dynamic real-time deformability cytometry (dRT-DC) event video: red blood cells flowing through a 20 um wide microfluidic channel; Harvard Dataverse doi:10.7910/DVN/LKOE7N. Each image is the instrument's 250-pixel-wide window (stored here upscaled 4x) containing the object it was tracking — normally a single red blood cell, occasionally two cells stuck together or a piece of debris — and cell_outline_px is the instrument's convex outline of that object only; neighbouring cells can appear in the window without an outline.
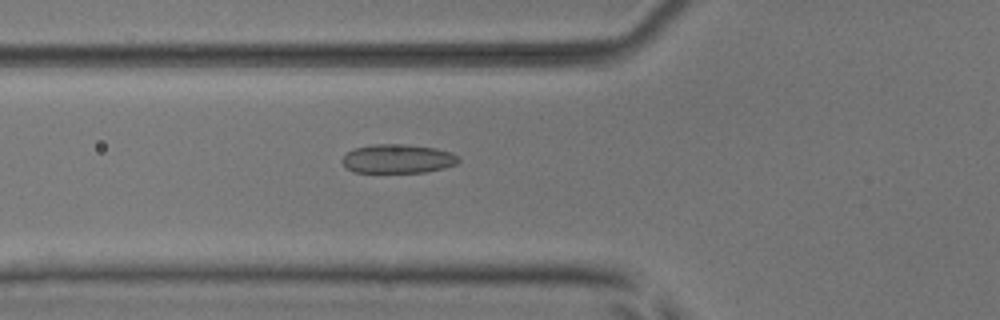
{"species": "common noctule bat (a hibernating species)", "species_latin": "Nyctalus noctula", "temperature_condition": "room temperature", "stored_images_in_passage": 38, "camera_frame_rate_fps": 3000, "um_per_image_px": 0.085, "animal": {"sex": "male", "body_mass_g": 17.9, "forearm_length_mm": 54.2}, "frame": {"image": 1, "passage_image": 5, "time_ms": 1.333, "image_size_px": [1000, 320], "cell_outline_px": [[460, 160], [456, 164], [444, 168], [424, 172], [352, 172], [340, 160], [348, 152], [356, 148], [372, 144], [404, 144], [436, 148], [452, 152], [460, 156]], "centroid_in_image_um": [33.85, 13.49], "position_along_channel_um": 92.0, "area_um2": 19.65}}
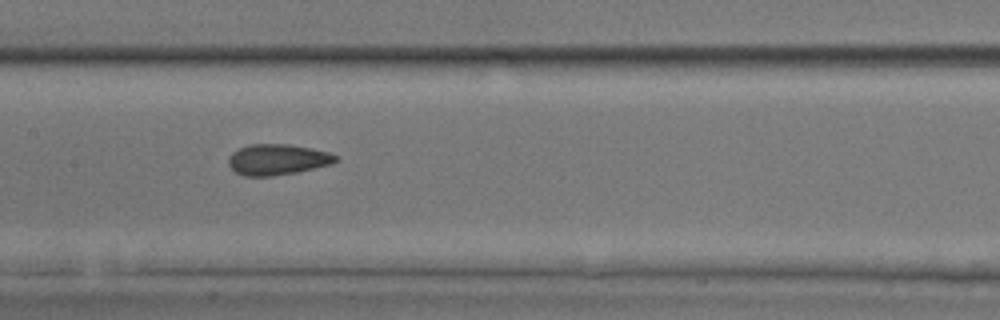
{"frame": {"image": 2, "passage_image": 12, "time_ms": 3.667, "image_size_px": [1000, 320], "cell_outline_px": [[336, 160], [332, 164], [296, 172], [272, 176], [244, 176], [236, 172], [228, 164], [228, 156], [232, 152], [248, 144], [288, 144], [312, 148], [328, 152], [336, 156]], "centroid_in_image_um": [23.55, 13.55], "position_along_channel_um": 183.9, "area_um2": 19.19}}
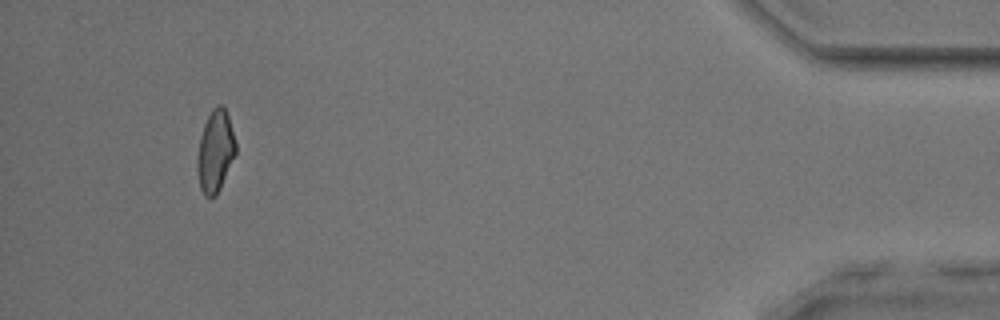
{"frame": {"image": 3, "passage_image": 35, "time_ms": 11.333, "image_size_px": [1000, 320], "cell_outline_px": [[236, 152], [220, 188], [216, 196], [204, 196], [200, 188], [196, 168], [196, 160], [200, 136], [204, 124], [212, 108], [216, 104], [220, 104], [224, 108], [228, 116], [236, 144]], "centroid_in_image_um": [18.27, 12.85], "position_along_channel_um": 416.9, "area_um2": 18.26}, "authors_computed_cell_mechanics": {"area_um2": 18.8428, "velocity_mm_per_s": 3.9217, "shape_relaxation_time_tau1_ms": 8.2147, "shape_relaxation_time_tau2_ms": 1.8343, "deformation_change_tau1": 0.1473, "deformation_change_tau2": 0.0779}}